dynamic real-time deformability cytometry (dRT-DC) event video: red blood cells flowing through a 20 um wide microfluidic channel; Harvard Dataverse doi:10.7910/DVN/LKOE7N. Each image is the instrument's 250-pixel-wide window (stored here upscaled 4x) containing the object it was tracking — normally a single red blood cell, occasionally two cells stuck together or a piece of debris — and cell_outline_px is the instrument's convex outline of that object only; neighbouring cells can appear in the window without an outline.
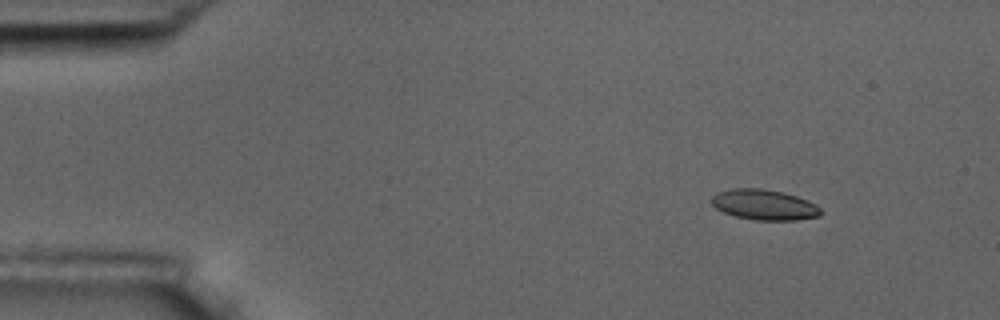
{"species": "common noctule bat (a hibernating species)", "species_latin": "Nyctalus noctula", "temperature_condition": "room temperature", "stored_images_in_passage": 4, "camera_frame_rate_fps": 3000, "um_per_image_px": 0.085, "animal": {"sex": "male", "body_mass_g": 17.5, "forearm_length_mm": 52.3}, "frame": {"image": 1, "passage_image": 2, "time_ms": 1.0, "image_size_px": [1000, 320], "cell_outline_px": [[820, 216], [796, 220], [756, 220], [736, 216], [724, 212], [716, 208], [712, 204], [712, 196], [716, 192], [732, 188], [760, 188], [784, 192], [808, 200], [816, 204], [820, 208]], "centroid_in_image_um": [64.96, 17.39], "position_along_channel_um": 20.0, "area_um2": 19.36}}